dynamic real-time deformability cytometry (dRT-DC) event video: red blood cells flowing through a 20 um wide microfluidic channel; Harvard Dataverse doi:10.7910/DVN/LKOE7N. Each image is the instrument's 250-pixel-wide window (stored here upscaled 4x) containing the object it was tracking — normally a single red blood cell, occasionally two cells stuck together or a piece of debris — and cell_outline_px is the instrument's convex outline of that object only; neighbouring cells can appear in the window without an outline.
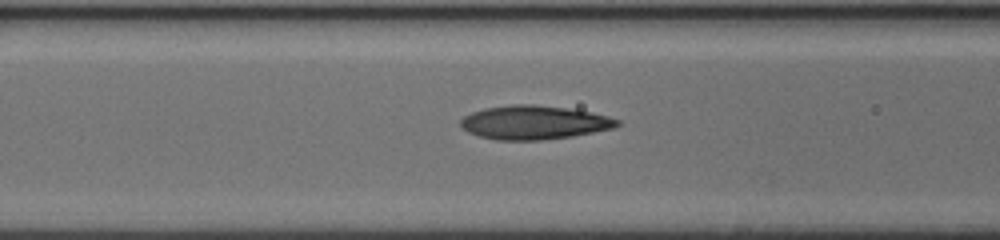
{"species": "human", "species_latin": "Homo sapiens", "temperature_condition": "cold", "stored_images_in_passage": 26, "segment_of_instrument_passage": [2, 2], "camera_frame_rate_fps": 3000, "um_per_image_px": 0.085, "donor": {"sex": "female"}, "frame": {"image": 1, "passage_image": 20, "time_ms": 6.333, "image_size_px": [1000, 240], "cell_outline_px": [[620, 124], [612, 128], [572, 136], [540, 140], [496, 140], [480, 136], [468, 132], [460, 124], [460, 120], [464, 116], [472, 112], [484, 108], [512, 104], [532, 104], [568, 108], [592, 112], [608, 116], [620, 120]], "centroid_in_image_um": [45.39, 10.4], "position_along_channel_um": 121.2, "area_um2": 30.75}}
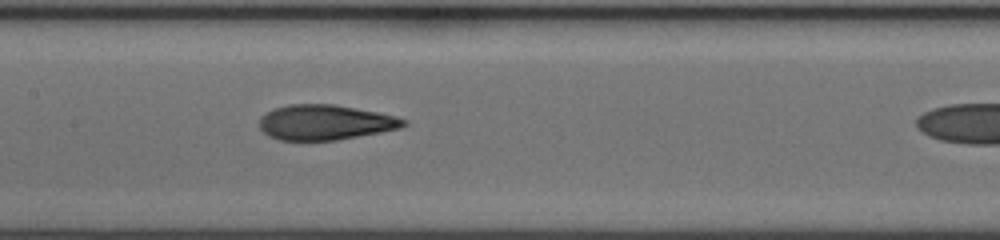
{"frame": {"image": 2, "passage_image": 25, "time_ms": 8.0, "image_size_px": [1000, 240], "cell_outline_px": [[408, 124], [400, 128], [380, 132], [336, 140], [280, 140], [268, 136], [260, 128], [260, 116], [272, 108], [288, 104], [336, 104], [396, 116], [408, 120]], "centroid_in_image_um": [27.63, 10.39], "position_along_channel_um": 179.8, "area_um2": 29.59}}